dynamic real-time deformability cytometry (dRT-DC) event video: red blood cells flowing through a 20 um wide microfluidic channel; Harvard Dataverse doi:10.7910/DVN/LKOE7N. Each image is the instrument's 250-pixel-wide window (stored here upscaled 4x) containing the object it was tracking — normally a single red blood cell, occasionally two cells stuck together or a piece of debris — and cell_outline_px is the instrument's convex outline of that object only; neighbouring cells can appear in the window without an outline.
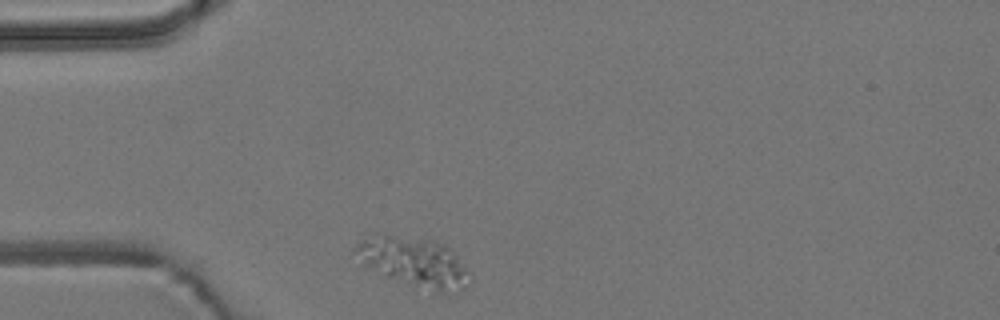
{"species": "common noctule bat (a hibernating species)", "species_latin": "Nyctalus noctula", "temperature_condition": "room temperature", "stored_images_in_passage": 4, "camera_frame_rate_fps": 3000, "um_per_image_px": 0.085, "animal": {"sex": "male", "body_mass_g": 19.2, "forearm_length_mm": 51.8}, "frame": {"image": 1, "passage_image": 1, "time_ms": 0.0, "image_size_px": [1000, 320], "cell_outline_px": [[472, 272], [468, 284], [464, 288], [448, 296], [384, 276], [364, 264], [352, 252], [352, 248], [360, 240], [372, 232], [384, 232], [432, 240], [448, 244]], "centroid_in_image_um": [35.22, 22.23], "position_along_channel_um": 49.8, "area_um2": 34.45}}
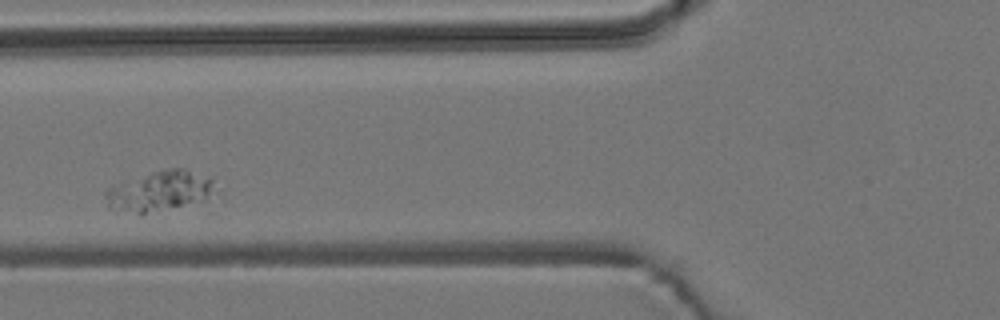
{"frame": {"image": 2, "passage_image": 3, "time_ms": 0.667, "image_size_px": [1000, 320], "cell_outline_px": [[212, 192], [204, 200], [140, 216], [108, 208], [104, 196], [104, 192], [108, 188], [152, 172], [168, 168], [184, 168], [212, 180]], "centroid_in_image_um": [13.47, 16.29], "position_along_channel_um": 112.3, "area_um2": 25.37}}